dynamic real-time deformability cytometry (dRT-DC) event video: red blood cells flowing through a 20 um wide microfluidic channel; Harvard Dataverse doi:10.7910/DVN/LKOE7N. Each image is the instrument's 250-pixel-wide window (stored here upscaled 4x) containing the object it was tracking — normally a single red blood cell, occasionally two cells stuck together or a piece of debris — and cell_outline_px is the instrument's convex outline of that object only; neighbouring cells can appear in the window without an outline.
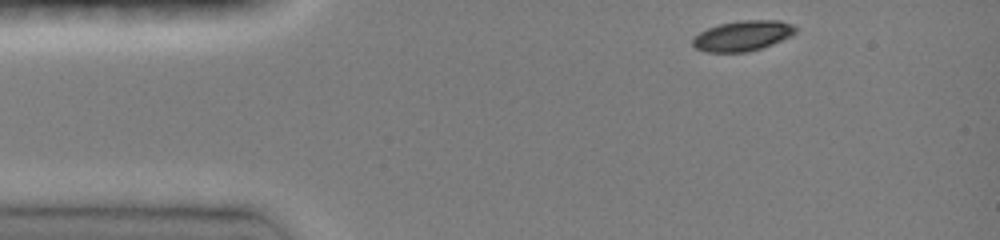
{"species": "common noctule bat (a hibernating species)", "species_latin": "Nyctalus noctula", "temperature_condition": "room temperature", "stored_images_in_passage": 37, "camera_frame_rate_fps": 3000, "um_per_image_px": 0.085, "animal": {"sex": "female", "body_mass_g": 19.0, "forearm_length_mm": 51.5}, "frame": {"image": 1, "passage_image": 1, "time_ms": 0.0, "image_size_px": [1000, 240], "cell_outline_px": [[796, 32], [792, 36], [772, 44], [748, 52], [704, 52], [696, 48], [692, 44], [692, 40], [700, 32], [708, 28], [720, 24], [744, 20], [780, 20], [792, 24], [796, 28]], "centroid_in_image_um": [63.14, 3.04], "position_along_channel_um": 21.9, "area_um2": 18.09}}
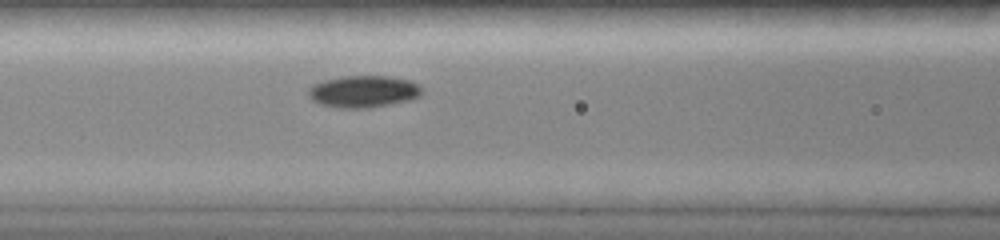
{"frame": {"image": 2, "passage_image": 14, "time_ms": 4.333, "image_size_px": [1000, 240], "cell_outline_px": [[424, 88], [420, 96], [408, 100], [368, 108], [340, 108], [320, 104], [312, 100], [308, 96], [308, 88], [312, 84], [324, 80], [344, 76], [388, 76], [408, 80], [420, 84]], "centroid_in_image_um": [30.89, 7.77], "position_along_channel_um": 135.7, "area_um2": 21.21}}
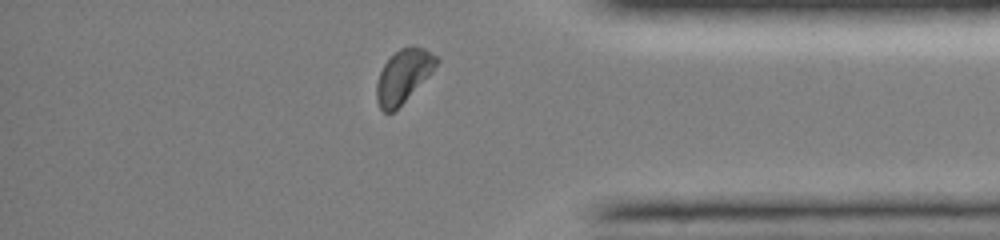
{"frame": {"image": 3, "passage_image": 34, "time_ms": 11.0, "image_size_px": [1000, 240], "cell_outline_px": [[440, 60], [432, 72], [392, 112], [384, 112], [380, 108], [376, 100], [376, 84], [380, 72], [384, 64], [400, 48], [424, 48], [436, 56]], "centroid_in_image_um": [34.27, 6.47], "position_along_channel_um": 400.9, "area_um2": 17.86}, "authors_computed_cell_mechanics": {"area_um2": 19.1318, "velocity_mm_per_s": 4.0951, "shape_relaxation_time_tau1_ms": 2.1681, "shape_relaxation_time_tau2_ms": null, "deformation_change_tau1": 0.0992, "deformation_change_tau2": null}}